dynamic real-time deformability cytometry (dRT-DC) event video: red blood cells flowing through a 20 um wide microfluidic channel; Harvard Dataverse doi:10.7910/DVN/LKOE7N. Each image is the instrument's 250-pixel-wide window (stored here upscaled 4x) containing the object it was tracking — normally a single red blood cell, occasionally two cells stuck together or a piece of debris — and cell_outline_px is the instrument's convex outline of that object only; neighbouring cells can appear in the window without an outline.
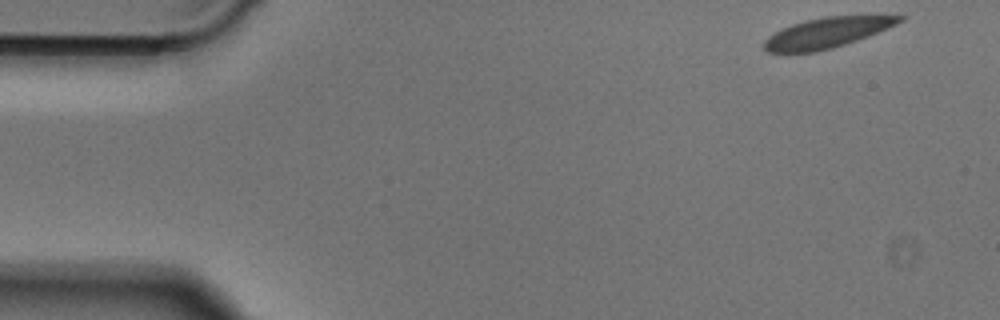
{"species": "Egyptian fruit bat (a non-hibernating species)", "species_latin": "Rousettus aegyptiacus", "temperature_condition": "cold", "stored_images_in_passage": 8, "camera_frame_rate_fps": 3000, "um_per_image_px": 0.085, "animal": {"sex": "male"}, "frame": {"image": 1, "passage_image": 1, "time_ms": 0.0, "image_size_px": [1000, 320], "cell_outline_px": [[908, 16], [904, 20], [888, 28], [868, 36], [832, 48], [816, 52], [768, 52], [764, 48], [764, 40], [768, 36], [792, 24], [804, 20], [824, 16], [868, 12]], "centroid_in_image_um": [70.45, 2.7], "position_along_channel_um": 14.5, "area_um2": 24.8}}